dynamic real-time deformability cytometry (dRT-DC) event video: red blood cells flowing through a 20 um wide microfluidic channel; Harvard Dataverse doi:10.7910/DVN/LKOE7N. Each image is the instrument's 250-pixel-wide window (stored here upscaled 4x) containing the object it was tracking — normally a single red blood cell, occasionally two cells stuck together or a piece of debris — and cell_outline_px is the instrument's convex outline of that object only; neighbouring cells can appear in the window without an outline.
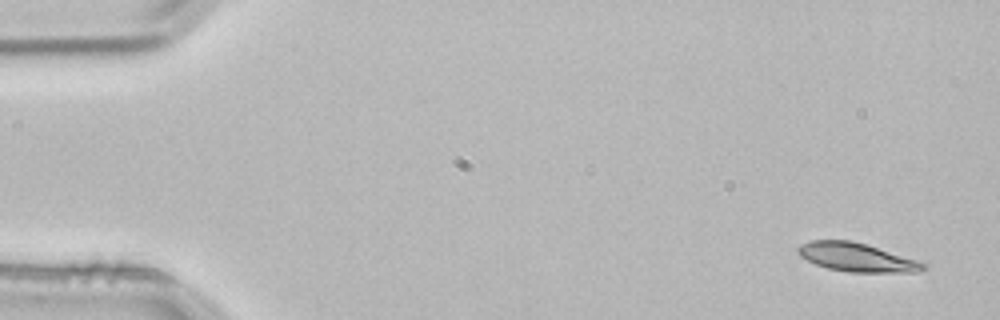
{"species": "common noctule bat (a hibernating species)", "species_latin": "Nyctalus noctula", "temperature_condition": "room temperature", "stored_images_in_passage": 4, "segment_of_instrument_passage": [1, 2], "camera_frame_rate_fps": 3000, "um_per_image_px": 0.085, "animal": {"sex": "male", "body_mass_g": 21.5, "forearm_length_mm": 52.0}, "frame": {"image": 1, "passage_image": 1, "time_ms": 0.0, "image_size_px": [1000, 320], "cell_outline_px": [[928, 264], [924, 268], [916, 272], [848, 272], [828, 268], [816, 264], [800, 256], [796, 252], [796, 248], [800, 244], [812, 240], [852, 240], [916, 260]], "centroid_in_image_um": [72.76, 21.86], "position_along_channel_um": 12.2, "area_um2": 20.63}}